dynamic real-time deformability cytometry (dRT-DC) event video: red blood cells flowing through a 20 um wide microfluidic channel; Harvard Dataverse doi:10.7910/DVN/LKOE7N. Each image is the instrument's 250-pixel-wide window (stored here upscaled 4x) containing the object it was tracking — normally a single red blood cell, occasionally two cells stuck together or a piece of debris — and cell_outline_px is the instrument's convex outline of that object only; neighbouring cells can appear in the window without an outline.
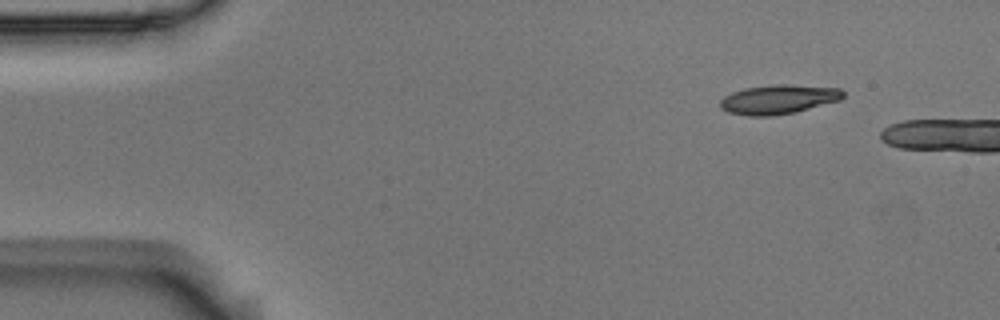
{"species": "Egyptian fruit bat (a non-hibernating species)", "species_latin": "Rousettus aegyptiacus", "temperature_condition": "room temperature", "stored_images_in_passage": 2, "camera_frame_rate_fps": 3000, "um_per_image_px": 0.085, "animal": {"sex": "male"}, "frame": {"image": 1, "passage_image": 1, "time_ms": 0.0, "image_size_px": [1000, 320], "cell_outline_px": [[844, 96], [840, 100], [796, 112], [772, 116], [748, 116], [728, 112], [720, 108], [720, 100], [724, 96], [732, 92], [744, 88], [776, 84], [792, 84], [840, 88], [844, 92]], "centroid_in_image_um": [66.17, 8.44], "position_along_channel_um": 18.8, "area_um2": 21.15}}